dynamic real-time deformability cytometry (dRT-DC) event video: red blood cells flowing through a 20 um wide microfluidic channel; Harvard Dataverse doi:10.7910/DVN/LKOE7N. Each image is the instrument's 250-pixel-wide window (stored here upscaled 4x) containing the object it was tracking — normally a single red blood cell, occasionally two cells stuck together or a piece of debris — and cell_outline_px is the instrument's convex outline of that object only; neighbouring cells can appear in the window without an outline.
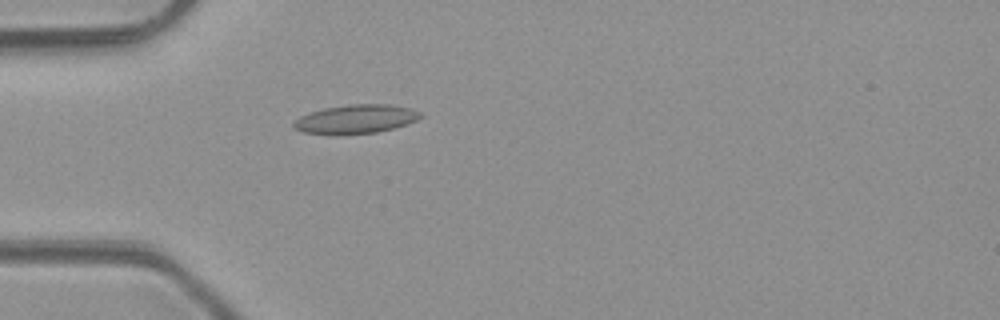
{"species": "common noctule bat (a hibernating species)", "species_latin": "Nyctalus noctula", "temperature_condition": "room temperature", "stored_images_in_passage": 4, "camera_frame_rate_fps": 3000, "um_per_image_px": 0.085, "animal": {"sex": "male", "body_mass_g": 23.1, "forearm_length_mm": 52.7}, "frame": {"image": 1, "passage_image": 4, "time_ms": 4.333, "image_size_px": [1000, 320], "cell_outline_px": [[424, 116], [408, 124], [376, 132], [340, 136], [336, 136], [304, 132], [292, 128], [292, 124], [300, 116], [324, 108], [348, 104], [392, 104], [408, 108], [420, 112]], "centroid_in_image_um": [30.22, 10.14], "position_along_channel_um": 54.8, "area_um2": 21.62}}